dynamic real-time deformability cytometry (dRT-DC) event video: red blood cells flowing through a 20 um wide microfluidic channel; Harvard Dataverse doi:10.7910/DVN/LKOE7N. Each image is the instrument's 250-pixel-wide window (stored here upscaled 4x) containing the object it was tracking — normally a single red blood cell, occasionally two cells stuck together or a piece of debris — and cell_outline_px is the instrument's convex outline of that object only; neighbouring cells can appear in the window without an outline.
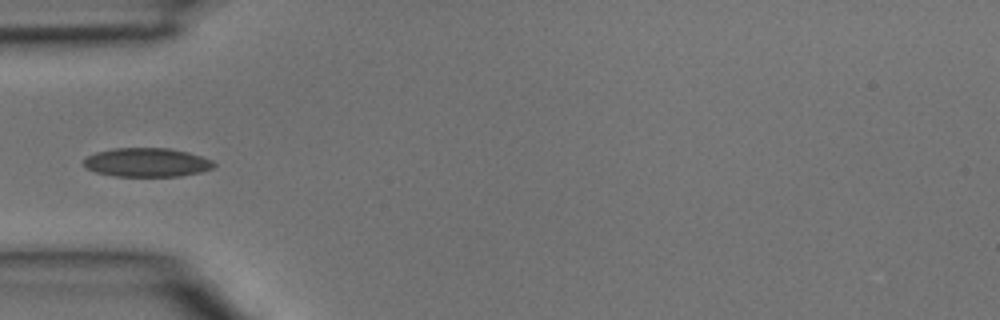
{"species": "common noctule bat (a hibernating species)", "species_latin": "Nyctalus noctula", "temperature_condition": "room temperature", "stored_images_in_passage": 3, "camera_frame_rate_fps": 3000, "um_per_image_px": 0.085, "animal": {"sex": "male", "body_mass_g": 15.6}, "frame": {"image": 1, "passage_image": 3, "time_ms": 0.667, "image_size_px": [1000, 320], "cell_outline_px": [[216, 164], [212, 168], [200, 172], [180, 176], [116, 176], [96, 172], [84, 168], [84, 160], [88, 156], [96, 152], [112, 148], [168, 148], [188, 152], [212, 160]], "centroid_in_image_um": [12.47, 13.8], "position_along_channel_um": 72.5, "area_um2": 21.85}}